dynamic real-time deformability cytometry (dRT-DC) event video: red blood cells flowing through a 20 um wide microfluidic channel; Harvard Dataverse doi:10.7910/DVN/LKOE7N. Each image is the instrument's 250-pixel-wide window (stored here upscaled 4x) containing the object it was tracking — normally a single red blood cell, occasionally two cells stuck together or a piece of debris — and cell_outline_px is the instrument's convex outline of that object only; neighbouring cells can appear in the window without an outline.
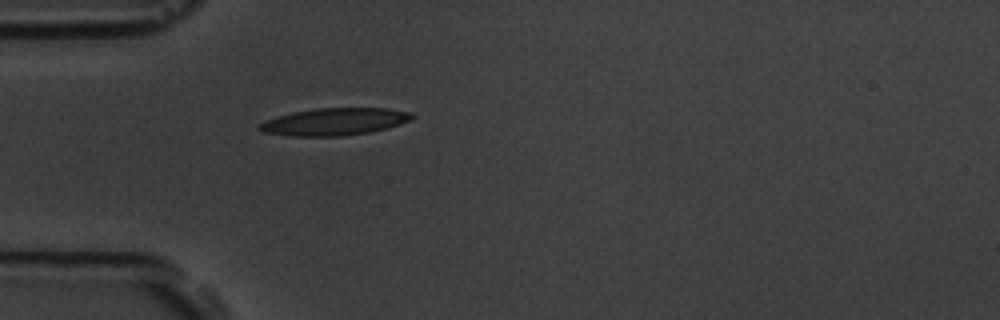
{"species": "common noctule bat (a hibernating species)", "species_latin": "Nyctalus noctula", "temperature_condition": "room temperature", "stored_images_in_passage": 1, "camera_frame_rate_fps": 3000, "um_per_image_px": 0.085, "animal": {"sex": "male", "body_mass_g": 19.5, "forearm_length_mm": 54.6}, "frame": {"image": 1, "passage_image": 1, "time_ms": 0.0, "image_size_px": [1000, 320], "cell_outline_px": [[416, 116], [400, 124], [368, 132], [340, 136], [292, 136], [264, 132], [256, 128], [260, 124], [268, 120], [292, 112], [316, 108], [388, 108], [412, 112]], "centroid_in_image_um": [28.45, 10.33], "position_along_channel_um": 56.5, "area_um2": 23.93}}